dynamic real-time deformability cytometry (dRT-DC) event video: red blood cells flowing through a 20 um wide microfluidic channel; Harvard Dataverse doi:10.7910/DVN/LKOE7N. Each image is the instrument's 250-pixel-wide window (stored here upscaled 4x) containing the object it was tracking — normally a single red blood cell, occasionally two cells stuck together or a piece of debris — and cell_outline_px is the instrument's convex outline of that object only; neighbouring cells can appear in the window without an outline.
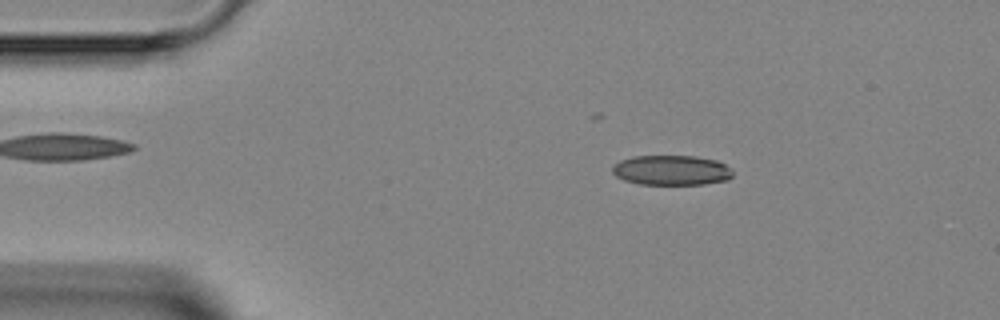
{"species": "Egyptian fruit bat (a non-hibernating species)", "species_latin": "Rousettus aegyptiacus", "temperature_condition": "room temperature", "stored_images_in_passage": 3, "camera_frame_rate_fps": 3000, "um_per_image_px": 0.085, "animal": {"sex": "female"}, "frame": {"image": 1, "passage_image": 2, "time_ms": 1.0, "image_size_px": [1000, 320], "cell_outline_px": [[732, 176], [728, 180], [704, 184], [640, 184], [624, 180], [616, 176], [612, 172], [612, 168], [620, 160], [632, 156], [696, 156], [716, 160], [732, 168]], "centroid_in_image_um": [57.09, 14.46], "position_along_channel_um": 27.9, "area_um2": 21.04}}